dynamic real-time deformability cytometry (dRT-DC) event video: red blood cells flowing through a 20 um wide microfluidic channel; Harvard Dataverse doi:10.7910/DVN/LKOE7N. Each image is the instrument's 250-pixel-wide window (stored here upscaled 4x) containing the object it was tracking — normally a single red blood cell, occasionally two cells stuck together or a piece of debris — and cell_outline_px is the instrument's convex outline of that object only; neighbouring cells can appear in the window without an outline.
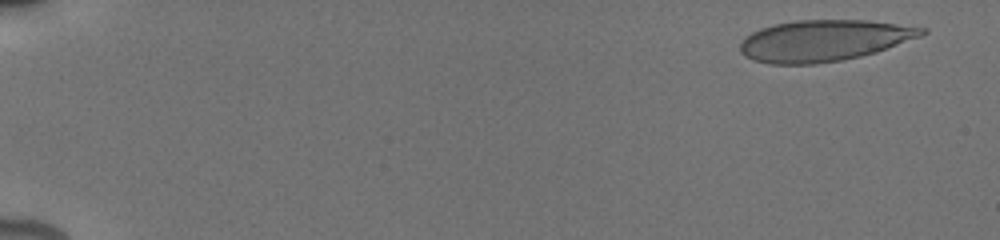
{"species": "human", "species_latin": "Homo sapiens", "temperature_condition": "cold", "stored_images_in_passage": 20, "camera_frame_rate_fps": 3000, "um_per_image_px": 0.085, "donor": {"sex": "male"}, "frame": {"image": 1, "passage_image": 4, "time_ms": 0.667, "image_size_px": [1000, 240], "cell_outline_px": [[928, 32], [920, 36], [876, 52], [860, 56], [840, 60], [816, 64], [772, 64], [756, 60], [744, 56], [740, 52], [740, 44], [744, 36], [760, 28], [776, 24], [796, 20], [868, 20], [928, 28]], "centroid_in_image_um": [70.02, 3.44], "position_along_channel_um": 15.0, "area_um2": 43.58}}